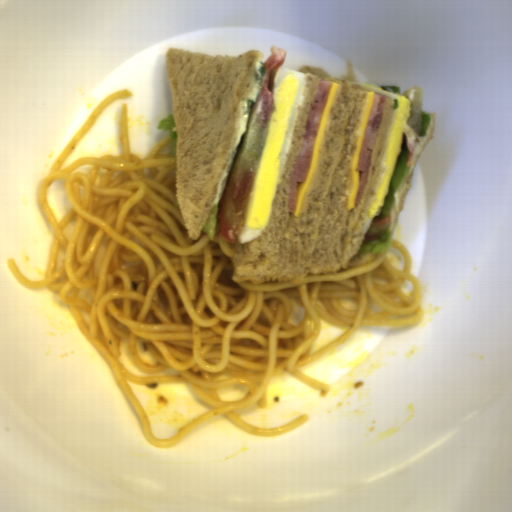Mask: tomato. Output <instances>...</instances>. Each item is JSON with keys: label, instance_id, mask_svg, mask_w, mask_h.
Instances as JSON below:
<instances>
[{"label": "tomato", "instance_id": "tomato-1", "mask_svg": "<svg viewBox=\"0 0 512 512\" xmlns=\"http://www.w3.org/2000/svg\"><path fill=\"white\" fill-rule=\"evenodd\" d=\"M288 54L281 47H271L269 58L263 63L265 73L260 78L256 100H247L246 127L235 148L225 190L219 202V224L222 238L236 242L265 149L272 112L273 94L269 88L273 75L279 71Z\"/></svg>", "mask_w": 512, "mask_h": 512}, {"label": "tomato", "instance_id": "tomato-3", "mask_svg": "<svg viewBox=\"0 0 512 512\" xmlns=\"http://www.w3.org/2000/svg\"><path fill=\"white\" fill-rule=\"evenodd\" d=\"M391 214H388L385 218H373L369 228L364 233V237L361 242L375 240L382 236L385 230L390 225Z\"/></svg>", "mask_w": 512, "mask_h": 512}, {"label": "tomato", "instance_id": "tomato-2", "mask_svg": "<svg viewBox=\"0 0 512 512\" xmlns=\"http://www.w3.org/2000/svg\"><path fill=\"white\" fill-rule=\"evenodd\" d=\"M404 97L410 101L411 109L404 127L405 142L410 157L405 166L412 164L414 151L419 142L423 124V87H412Z\"/></svg>", "mask_w": 512, "mask_h": 512}]
</instances>
